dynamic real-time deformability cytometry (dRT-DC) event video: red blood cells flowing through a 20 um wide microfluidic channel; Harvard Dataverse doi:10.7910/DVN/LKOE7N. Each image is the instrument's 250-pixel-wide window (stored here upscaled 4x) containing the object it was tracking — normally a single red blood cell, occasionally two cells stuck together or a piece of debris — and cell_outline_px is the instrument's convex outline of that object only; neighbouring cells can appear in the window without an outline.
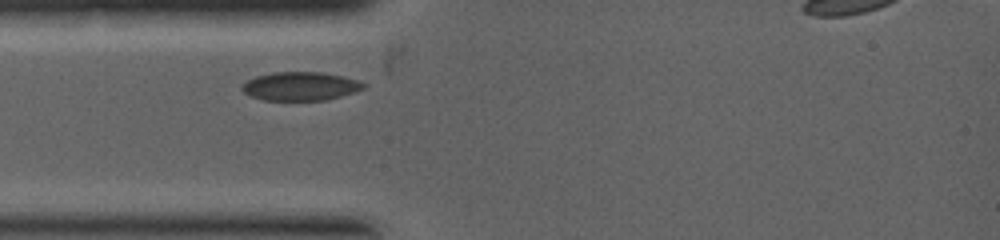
{"species": "common noctule bat (a hibernating species)", "species_latin": "Nyctalus noctula", "temperature_condition": "warm", "stored_images_in_passage": 2, "segment_of_instrument_passage": [1, 2], "camera_frame_rate_fps": 5000, "um_per_image_px": 0.085, "animal": {"sex": "female", "body_mass_g": 19.0, "forearm_length_mm": 53.3}, "frame": {"image": 1, "passage_image": 1, "time_ms": 0.0, "image_size_px": [1000, 240], "cell_outline_px": [[368, 84], [364, 88], [356, 92], [328, 100], [264, 100], [252, 96], [244, 92], [240, 88], [248, 80], [256, 76], [272, 72], [324, 72], [344, 76]], "centroid_in_image_um": [25.59, 7.32], "position_along_channel_um": 59.4, "area_um2": 20.35}}